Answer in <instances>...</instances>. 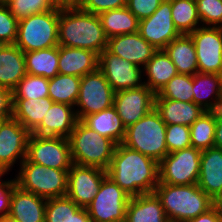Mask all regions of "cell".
Segmentation results:
<instances>
[{"label": "cell", "mask_w": 222, "mask_h": 222, "mask_svg": "<svg viewBox=\"0 0 222 222\" xmlns=\"http://www.w3.org/2000/svg\"><path fill=\"white\" fill-rule=\"evenodd\" d=\"M106 172L131 197L154 193L159 183L158 162L122 143L116 146Z\"/></svg>", "instance_id": "6da1fadb"}, {"label": "cell", "mask_w": 222, "mask_h": 222, "mask_svg": "<svg viewBox=\"0 0 222 222\" xmlns=\"http://www.w3.org/2000/svg\"><path fill=\"white\" fill-rule=\"evenodd\" d=\"M107 41L99 15L77 5L59 9V46L86 49L99 55L107 48Z\"/></svg>", "instance_id": "7a4b0ae2"}, {"label": "cell", "mask_w": 222, "mask_h": 222, "mask_svg": "<svg viewBox=\"0 0 222 222\" xmlns=\"http://www.w3.org/2000/svg\"><path fill=\"white\" fill-rule=\"evenodd\" d=\"M154 193L160 199L169 222H187L213 207V199L198 184L159 182Z\"/></svg>", "instance_id": "3957f363"}, {"label": "cell", "mask_w": 222, "mask_h": 222, "mask_svg": "<svg viewBox=\"0 0 222 222\" xmlns=\"http://www.w3.org/2000/svg\"><path fill=\"white\" fill-rule=\"evenodd\" d=\"M72 161L83 166L107 170L117 144L87 127L81 120L68 137Z\"/></svg>", "instance_id": "277c9868"}, {"label": "cell", "mask_w": 222, "mask_h": 222, "mask_svg": "<svg viewBox=\"0 0 222 222\" xmlns=\"http://www.w3.org/2000/svg\"><path fill=\"white\" fill-rule=\"evenodd\" d=\"M122 144L159 163L168 154L166 124L159 112L154 108L137 123L128 126Z\"/></svg>", "instance_id": "5b68a950"}, {"label": "cell", "mask_w": 222, "mask_h": 222, "mask_svg": "<svg viewBox=\"0 0 222 222\" xmlns=\"http://www.w3.org/2000/svg\"><path fill=\"white\" fill-rule=\"evenodd\" d=\"M59 8L33 14L18 21L15 45L23 52L59 46Z\"/></svg>", "instance_id": "8992f818"}, {"label": "cell", "mask_w": 222, "mask_h": 222, "mask_svg": "<svg viewBox=\"0 0 222 222\" xmlns=\"http://www.w3.org/2000/svg\"><path fill=\"white\" fill-rule=\"evenodd\" d=\"M15 178L17 186L42 198L64 197L68 190V171L47 168L30 162L27 158L20 164Z\"/></svg>", "instance_id": "52a82bcc"}, {"label": "cell", "mask_w": 222, "mask_h": 222, "mask_svg": "<svg viewBox=\"0 0 222 222\" xmlns=\"http://www.w3.org/2000/svg\"><path fill=\"white\" fill-rule=\"evenodd\" d=\"M201 150L184 148L167 154L159 163V182L170 185L198 183Z\"/></svg>", "instance_id": "ba28073f"}, {"label": "cell", "mask_w": 222, "mask_h": 222, "mask_svg": "<svg viewBox=\"0 0 222 222\" xmlns=\"http://www.w3.org/2000/svg\"><path fill=\"white\" fill-rule=\"evenodd\" d=\"M130 198L129 194L106 175L86 210L93 222H125Z\"/></svg>", "instance_id": "9c48e42d"}, {"label": "cell", "mask_w": 222, "mask_h": 222, "mask_svg": "<svg viewBox=\"0 0 222 222\" xmlns=\"http://www.w3.org/2000/svg\"><path fill=\"white\" fill-rule=\"evenodd\" d=\"M26 158L35 164L58 170H70L73 165L69 140L32 134L27 145Z\"/></svg>", "instance_id": "30bf717a"}, {"label": "cell", "mask_w": 222, "mask_h": 222, "mask_svg": "<svg viewBox=\"0 0 222 222\" xmlns=\"http://www.w3.org/2000/svg\"><path fill=\"white\" fill-rule=\"evenodd\" d=\"M114 94L115 92L99 69L82 76L75 104L80 109L76 110L78 120L112 107Z\"/></svg>", "instance_id": "8fae6325"}, {"label": "cell", "mask_w": 222, "mask_h": 222, "mask_svg": "<svg viewBox=\"0 0 222 222\" xmlns=\"http://www.w3.org/2000/svg\"><path fill=\"white\" fill-rule=\"evenodd\" d=\"M188 35L195 46L198 72L222 75V27L200 26Z\"/></svg>", "instance_id": "7c38bea8"}, {"label": "cell", "mask_w": 222, "mask_h": 222, "mask_svg": "<svg viewBox=\"0 0 222 222\" xmlns=\"http://www.w3.org/2000/svg\"><path fill=\"white\" fill-rule=\"evenodd\" d=\"M155 95L145 84L115 92L113 107L126 128L155 108Z\"/></svg>", "instance_id": "4fadbf2b"}, {"label": "cell", "mask_w": 222, "mask_h": 222, "mask_svg": "<svg viewBox=\"0 0 222 222\" xmlns=\"http://www.w3.org/2000/svg\"><path fill=\"white\" fill-rule=\"evenodd\" d=\"M106 175V170L101 168L73 163L68 171L66 196L79 207L86 208L93 201Z\"/></svg>", "instance_id": "5bb4252c"}, {"label": "cell", "mask_w": 222, "mask_h": 222, "mask_svg": "<svg viewBox=\"0 0 222 222\" xmlns=\"http://www.w3.org/2000/svg\"><path fill=\"white\" fill-rule=\"evenodd\" d=\"M98 69L103 73L114 92L138 88L144 85L141 80V67L110 53L107 49L99 54Z\"/></svg>", "instance_id": "9a60e30c"}, {"label": "cell", "mask_w": 222, "mask_h": 222, "mask_svg": "<svg viewBox=\"0 0 222 222\" xmlns=\"http://www.w3.org/2000/svg\"><path fill=\"white\" fill-rule=\"evenodd\" d=\"M138 33L156 50H163L181 34L175 28L171 15V0H163L148 18L139 21Z\"/></svg>", "instance_id": "2e32d148"}, {"label": "cell", "mask_w": 222, "mask_h": 222, "mask_svg": "<svg viewBox=\"0 0 222 222\" xmlns=\"http://www.w3.org/2000/svg\"><path fill=\"white\" fill-rule=\"evenodd\" d=\"M30 135L14 117L0 122V163L5 168L10 170L16 160L21 159V164L26 159Z\"/></svg>", "instance_id": "e0dca14e"}, {"label": "cell", "mask_w": 222, "mask_h": 222, "mask_svg": "<svg viewBox=\"0 0 222 222\" xmlns=\"http://www.w3.org/2000/svg\"><path fill=\"white\" fill-rule=\"evenodd\" d=\"M106 49L139 67H145L157 51L138 32L108 38Z\"/></svg>", "instance_id": "ac0fdd59"}, {"label": "cell", "mask_w": 222, "mask_h": 222, "mask_svg": "<svg viewBox=\"0 0 222 222\" xmlns=\"http://www.w3.org/2000/svg\"><path fill=\"white\" fill-rule=\"evenodd\" d=\"M72 107L53 102L42 122L31 133L40 136L68 138L78 122L76 110Z\"/></svg>", "instance_id": "d6986e66"}, {"label": "cell", "mask_w": 222, "mask_h": 222, "mask_svg": "<svg viewBox=\"0 0 222 222\" xmlns=\"http://www.w3.org/2000/svg\"><path fill=\"white\" fill-rule=\"evenodd\" d=\"M45 198L16 186L10 200L9 216L17 222H45Z\"/></svg>", "instance_id": "ffe728a7"}, {"label": "cell", "mask_w": 222, "mask_h": 222, "mask_svg": "<svg viewBox=\"0 0 222 222\" xmlns=\"http://www.w3.org/2000/svg\"><path fill=\"white\" fill-rule=\"evenodd\" d=\"M99 55L93 51L59 46L58 73L82 77L98 69Z\"/></svg>", "instance_id": "44dd1931"}, {"label": "cell", "mask_w": 222, "mask_h": 222, "mask_svg": "<svg viewBox=\"0 0 222 222\" xmlns=\"http://www.w3.org/2000/svg\"><path fill=\"white\" fill-rule=\"evenodd\" d=\"M198 186L212 199L222 190V149L201 152Z\"/></svg>", "instance_id": "7402d4cb"}, {"label": "cell", "mask_w": 222, "mask_h": 222, "mask_svg": "<svg viewBox=\"0 0 222 222\" xmlns=\"http://www.w3.org/2000/svg\"><path fill=\"white\" fill-rule=\"evenodd\" d=\"M193 94V102L204 111L216 110L222 105V75L195 73L193 75ZM210 96L213 98L209 99ZM211 99L213 102L210 101Z\"/></svg>", "instance_id": "603a6c76"}, {"label": "cell", "mask_w": 222, "mask_h": 222, "mask_svg": "<svg viewBox=\"0 0 222 222\" xmlns=\"http://www.w3.org/2000/svg\"><path fill=\"white\" fill-rule=\"evenodd\" d=\"M155 109L166 125L191 126L206 112L194 102H181L165 98H155Z\"/></svg>", "instance_id": "cb8c5ba5"}, {"label": "cell", "mask_w": 222, "mask_h": 222, "mask_svg": "<svg viewBox=\"0 0 222 222\" xmlns=\"http://www.w3.org/2000/svg\"><path fill=\"white\" fill-rule=\"evenodd\" d=\"M125 222H169L160 199L155 193L131 197Z\"/></svg>", "instance_id": "d4e9b609"}, {"label": "cell", "mask_w": 222, "mask_h": 222, "mask_svg": "<svg viewBox=\"0 0 222 222\" xmlns=\"http://www.w3.org/2000/svg\"><path fill=\"white\" fill-rule=\"evenodd\" d=\"M26 74L24 52L15 44H6L0 50V86L13 91Z\"/></svg>", "instance_id": "484cf974"}, {"label": "cell", "mask_w": 222, "mask_h": 222, "mask_svg": "<svg viewBox=\"0 0 222 222\" xmlns=\"http://www.w3.org/2000/svg\"><path fill=\"white\" fill-rule=\"evenodd\" d=\"M87 127L105 136L117 145L123 143L126 135V127L112 106L108 109L85 116L81 120Z\"/></svg>", "instance_id": "4316f807"}, {"label": "cell", "mask_w": 222, "mask_h": 222, "mask_svg": "<svg viewBox=\"0 0 222 222\" xmlns=\"http://www.w3.org/2000/svg\"><path fill=\"white\" fill-rule=\"evenodd\" d=\"M178 74L194 75L198 72L197 57L194 43L188 34H181L163 49Z\"/></svg>", "instance_id": "83f0119b"}, {"label": "cell", "mask_w": 222, "mask_h": 222, "mask_svg": "<svg viewBox=\"0 0 222 222\" xmlns=\"http://www.w3.org/2000/svg\"><path fill=\"white\" fill-rule=\"evenodd\" d=\"M49 97L41 99H13V117L32 132L43 120L52 106Z\"/></svg>", "instance_id": "f1b7e54d"}, {"label": "cell", "mask_w": 222, "mask_h": 222, "mask_svg": "<svg viewBox=\"0 0 222 222\" xmlns=\"http://www.w3.org/2000/svg\"><path fill=\"white\" fill-rule=\"evenodd\" d=\"M143 69L148 77L144 84L155 94L178 74L176 66L164 50H157Z\"/></svg>", "instance_id": "f546056e"}, {"label": "cell", "mask_w": 222, "mask_h": 222, "mask_svg": "<svg viewBox=\"0 0 222 222\" xmlns=\"http://www.w3.org/2000/svg\"><path fill=\"white\" fill-rule=\"evenodd\" d=\"M99 17L107 38L138 32L139 20L127 7L102 12Z\"/></svg>", "instance_id": "4dcf8cb0"}, {"label": "cell", "mask_w": 222, "mask_h": 222, "mask_svg": "<svg viewBox=\"0 0 222 222\" xmlns=\"http://www.w3.org/2000/svg\"><path fill=\"white\" fill-rule=\"evenodd\" d=\"M26 72L51 79L58 74L59 46L24 52Z\"/></svg>", "instance_id": "1f68e13d"}, {"label": "cell", "mask_w": 222, "mask_h": 222, "mask_svg": "<svg viewBox=\"0 0 222 222\" xmlns=\"http://www.w3.org/2000/svg\"><path fill=\"white\" fill-rule=\"evenodd\" d=\"M81 77L57 74L49 79V98L56 103L75 107L80 90Z\"/></svg>", "instance_id": "d6a6232c"}, {"label": "cell", "mask_w": 222, "mask_h": 222, "mask_svg": "<svg viewBox=\"0 0 222 222\" xmlns=\"http://www.w3.org/2000/svg\"><path fill=\"white\" fill-rule=\"evenodd\" d=\"M171 15L180 34H190L199 27L196 0H171Z\"/></svg>", "instance_id": "836d02e7"}, {"label": "cell", "mask_w": 222, "mask_h": 222, "mask_svg": "<svg viewBox=\"0 0 222 222\" xmlns=\"http://www.w3.org/2000/svg\"><path fill=\"white\" fill-rule=\"evenodd\" d=\"M216 120L206 111L190 126L191 146L201 151L214 147Z\"/></svg>", "instance_id": "e575fe53"}, {"label": "cell", "mask_w": 222, "mask_h": 222, "mask_svg": "<svg viewBox=\"0 0 222 222\" xmlns=\"http://www.w3.org/2000/svg\"><path fill=\"white\" fill-rule=\"evenodd\" d=\"M193 96V76L177 74L160 89L155 98L193 102Z\"/></svg>", "instance_id": "d590c367"}, {"label": "cell", "mask_w": 222, "mask_h": 222, "mask_svg": "<svg viewBox=\"0 0 222 222\" xmlns=\"http://www.w3.org/2000/svg\"><path fill=\"white\" fill-rule=\"evenodd\" d=\"M49 79L26 74L13 90V99H41L49 97Z\"/></svg>", "instance_id": "8d00e7d4"}, {"label": "cell", "mask_w": 222, "mask_h": 222, "mask_svg": "<svg viewBox=\"0 0 222 222\" xmlns=\"http://www.w3.org/2000/svg\"><path fill=\"white\" fill-rule=\"evenodd\" d=\"M80 208L67 196L47 199L45 222H68Z\"/></svg>", "instance_id": "74e56055"}, {"label": "cell", "mask_w": 222, "mask_h": 222, "mask_svg": "<svg viewBox=\"0 0 222 222\" xmlns=\"http://www.w3.org/2000/svg\"><path fill=\"white\" fill-rule=\"evenodd\" d=\"M0 5L8 6L18 21L54 8L48 0H0Z\"/></svg>", "instance_id": "f35d334b"}, {"label": "cell", "mask_w": 222, "mask_h": 222, "mask_svg": "<svg viewBox=\"0 0 222 222\" xmlns=\"http://www.w3.org/2000/svg\"><path fill=\"white\" fill-rule=\"evenodd\" d=\"M200 23L222 27V0H196Z\"/></svg>", "instance_id": "ab89813d"}, {"label": "cell", "mask_w": 222, "mask_h": 222, "mask_svg": "<svg viewBox=\"0 0 222 222\" xmlns=\"http://www.w3.org/2000/svg\"><path fill=\"white\" fill-rule=\"evenodd\" d=\"M166 146L168 154L191 147L190 126L166 125Z\"/></svg>", "instance_id": "60d3db41"}, {"label": "cell", "mask_w": 222, "mask_h": 222, "mask_svg": "<svg viewBox=\"0 0 222 222\" xmlns=\"http://www.w3.org/2000/svg\"><path fill=\"white\" fill-rule=\"evenodd\" d=\"M18 20L8 6L0 5V40L5 44H15L17 39Z\"/></svg>", "instance_id": "b9f144b4"}, {"label": "cell", "mask_w": 222, "mask_h": 222, "mask_svg": "<svg viewBox=\"0 0 222 222\" xmlns=\"http://www.w3.org/2000/svg\"><path fill=\"white\" fill-rule=\"evenodd\" d=\"M76 5L86 12L99 15L108 10L126 7V0H79Z\"/></svg>", "instance_id": "7bdbcfd3"}, {"label": "cell", "mask_w": 222, "mask_h": 222, "mask_svg": "<svg viewBox=\"0 0 222 222\" xmlns=\"http://www.w3.org/2000/svg\"><path fill=\"white\" fill-rule=\"evenodd\" d=\"M162 2L163 0H126V7L140 21L150 17Z\"/></svg>", "instance_id": "ee69618b"}, {"label": "cell", "mask_w": 222, "mask_h": 222, "mask_svg": "<svg viewBox=\"0 0 222 222\" xmlns=\"http://www.w3.org/2000/svg\"><path fill=\"white\" fill-rule=\"evenodd\" d=\"M16 186L15 179L0 182V217L9 215L11 195Z\"/></svg>", "instance_id": "f6af8a7d"}, {"label": "cell", "mask_w": 222, "mask_h": 222, "mask_svg": "<svg viewBox=\"0 0 222 222\" xmlns=\"http://www.w3.org/2000/svg\"><path fill=\"white\" fill-rule=\"evenodd\" d=\"M13 117V91L0 86V120Z\"/></svg>", "instance_id": "bcb514c9"}, {"label": "cell", "mask_w": 222, "mask_h": 222, "mask_svg": "<svg viewBox=\"0 0 222 222\" xmlns=\"http://www.w3.org/2000/svg\"><path fill=\"white\" fill-rule=\"evenodd\" d=\"M187 222H222V213L213 206L207 212Z\"/></svg>", "instance_id": "7dc6e473"}, {"label": "cell", "mask_w": 222, "mask_h": 222, "mask_svg": "<svg viewBox=\"0 0 222 222\" xmlns=\"http://www.w3.org/2000/svg\"><path fill=\"white\" fill-rule=\"evenodd\" d=\"M212 112L216 120L214 147L222 149V105Z\"/></svg>", "instance_id": "c3c4849f"}, {"label": "cell", "mask_w": 222, "mask_h": 222, "mask_svg": "<svg viewBox=\"0 0 222 222\" xmlns=\"http://www.w3.org/2000/svg\"><path fill=\"white\" fill-rule=\"evenodd\" d=\"M68 222H93L86 208H80L74 215H72Z\"/></svg>", "instance_id": "681fc988"}, {"label": "cell", "mask_w": 222, "mask_h": 222, "mask_svg": "<svg viewBox=\"0 0 222 222\" xmlns=\"http://www.w3.org/2000/svg\"><path fill=\"white\" fill-rule=\"evenodd\" d=\"M48 1L53 7L59 9L72 7L75 6L77 3L75 0H48Z\"/></svg>", "instance_id": "f907efd6"}, {"label": "cell", "mask_w": 222, "mask_h": 222, "mask_svg": "<svg viewBox=\"0 0 222 222\" xmlns=\"http://www.w3.org/2000/svg\"><path fill=\"white\" fill-rule=\"evenodd\" d=\"M213 206L222 213V190L213 198Z\"/></svg>", "instance_id": "816d5d0a"}, {"label": "cell", "mask_w": 222, "mask_h": 222, "mask_svg": "<svg viewBox=\"0 0 222 222\" xmlns=\"http://www.w3.org/2000/svg\"><path fill=\"white\" fill-rule=\"evenodd\" d=\"M0 222H17L14 218L7 216L0 217Z\"/></svg>", "instance_id": "f5cc1de1"}, {"label": "cell", "mask_w": 222, "mask_h": 222, "mask_svg": "<svg viewBox=\"0 0 222 222\" xmlns=\"http://www.w3.org/2000/svg\"><path fill=\"white\" fill-rule=\"evenodd\" d=\"M7 172H9V170L7 168H5L1 163H0V178L6 174ZM0 182H3L2 180H0Z\"/></svg>", "instance_id": "db71d44e"}, {"label": "cell", "mask_w": 222, "mask_h": 222, "mask_svg": "<svg viewBox=\"0 0 222 222\" xmlns=\"http://www.w3.org/2000/svg\"><path fill=\"white\" fill-rule=\"evenodd\" d=\"M6 44L2 41V40H0V50L5 46Z\"/></svg>", "instance_id": "11a10c76"}]
</instances>
